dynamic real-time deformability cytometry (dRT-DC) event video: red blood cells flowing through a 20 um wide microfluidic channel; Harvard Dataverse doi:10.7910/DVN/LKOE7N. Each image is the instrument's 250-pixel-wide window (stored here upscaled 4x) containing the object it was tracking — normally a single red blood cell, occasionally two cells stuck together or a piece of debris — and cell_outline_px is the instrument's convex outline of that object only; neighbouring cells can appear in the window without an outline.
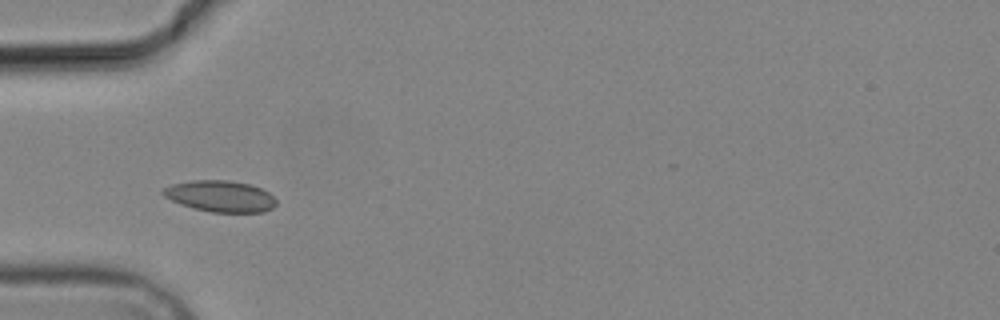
{"species": "common noctule bat (a hibernating species)", "species_latin": "Nyctalus noctula", "temperature_condition": "cold", "stored_images_in_passage": 8, "camera_frame_rate_fps": 3000, "um_per_image_px": 0.085, "animal": {"sex": "male", "body_mass_g": 19.2, "forearm_length_mm": 51.8}, "frame": {"image": 1, "passage_image": 4, "time_ms": 3.667, "image_size_px": [1000, 320], "cell_outline_px": [[276, 204], [272, 208], [264, 212], [212, 212], [180, 204], [164, 196], [160, 192], [164, 188], [172, 184], [192, 180], [228, 180], [248, 184], [260, 188], [268, 192], [276, 200]], "centroid_in_image_um": [18.72, 16.67], "position_along_channel_um": 66.3, "area_um2": 20.46}}
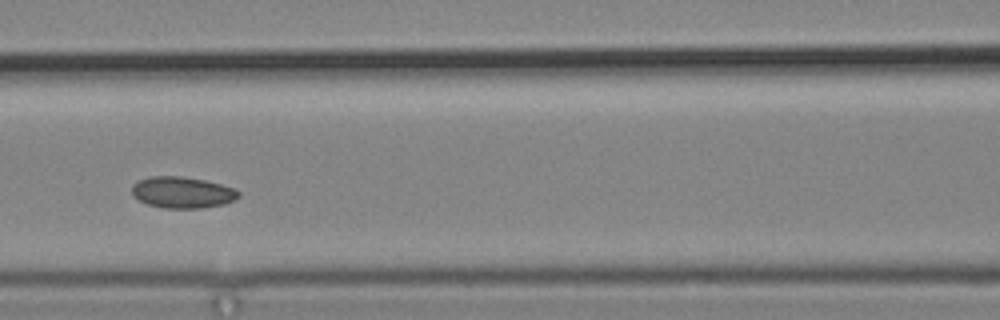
{"frame": {"image": 2, "passage_image": 6, "time_ms": 6.0, "image_size_px": [1000, 320], "cell_outline_px": [[240, 196], [236, 200], [224, 204], [200, 208], [164, 208], [148, 204], [132, 196], [132, 184], [148, 176], [180, 176], [204, 180], [236, 188], [240, 192]], "centroid_in_image_um": [15.52, 16.35], "position_along_channel_um": 151.1, "area_um2": 19.59}}
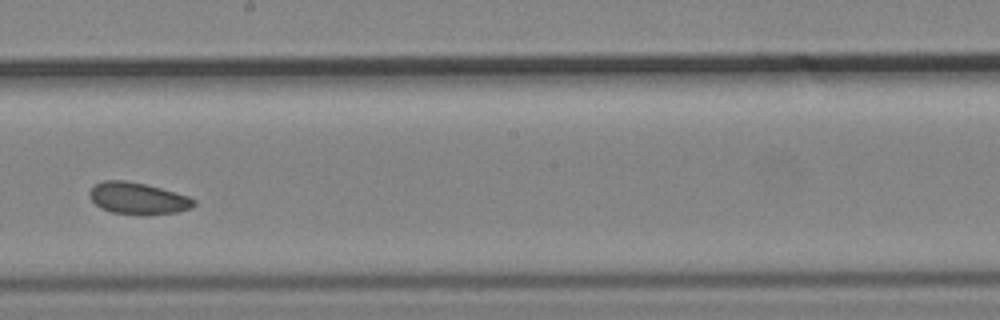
{"frame": {"image": 3, "passage_image": 8, "time_ms": 8.333, "image_size_px": [1000, 320], "cell_outline_px": [[196, 204], [188, 208], [176, 212], [140, 216], [112, 212], [100, 208], [88, 196], [88, 192], [96, 184], [104, 180], [124, 180], [144, 184], [160, 188], [188, 196], [196, 200]], "centroid_in_image_um": [11.69, 16.87], "position_along_channel_um": 236.5, "area_um2": 19.31}}